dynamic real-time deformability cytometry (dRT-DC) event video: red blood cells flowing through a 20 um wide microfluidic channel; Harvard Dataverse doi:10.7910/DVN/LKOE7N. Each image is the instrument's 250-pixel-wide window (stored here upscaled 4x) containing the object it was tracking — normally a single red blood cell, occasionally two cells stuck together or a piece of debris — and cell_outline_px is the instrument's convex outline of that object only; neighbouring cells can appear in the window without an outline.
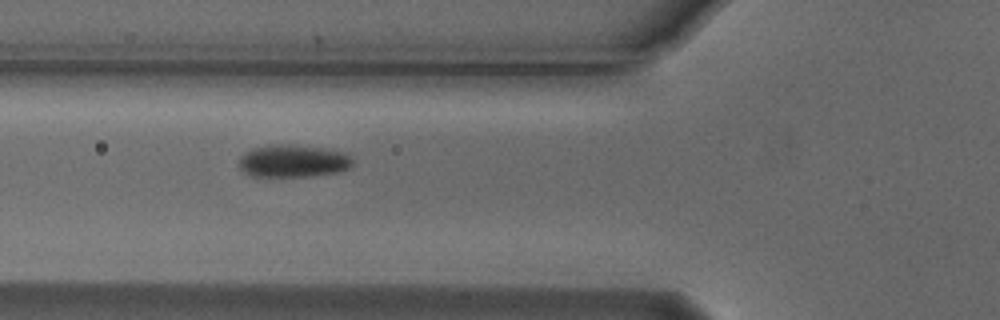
{"species": "Egyptian fruit bat (a non-hibernating species)", "species_latin": "Rousettus aegyptiacus", "temperature_condition": "cold", "stored_images_in_passage": 3, "camera_frame_rate_fps": 3000, "um_per_image_px": 0.085, "animal": {"sex": "male"}, "frame": {"image": 1, "passage_image": 2, "time_ms": 0.333, "image_size_px": [1000, 320], "cell_outline_px": [[352, 164], [348, 168], [336, 172], [312, 176], [248, 176], [240, 168], [240, 156], [244, 152], [252, 148], [272, 144], [280, 144], [320, 148], [340, 152], [352, 156]], "centroid_in_image_um": [24.86, 13.69], "position_along_channel_um": 100.9, "area_um2": 21.27}}
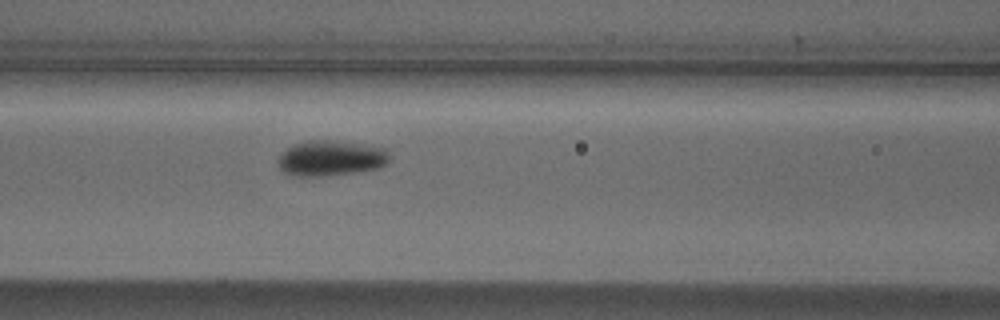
{"frame": {"image": 2, "passage_image": 3, "time_ms": 0.667, "image_size_px": [1000, 320], "cell_outline_px": [[388, 160], [384, 164], [376, 168], [352, 172], [312, 176], [300, 176], [284, 172], [280, 168], [276, 160], [280, 152], [292, 144], [308, 140], [328, 140], [384, 148], [388, 152]], "centroid_in_image_um": [28.01, 13.43], "position_along_channel_um": 138.6, "area_um2": 22.48}}